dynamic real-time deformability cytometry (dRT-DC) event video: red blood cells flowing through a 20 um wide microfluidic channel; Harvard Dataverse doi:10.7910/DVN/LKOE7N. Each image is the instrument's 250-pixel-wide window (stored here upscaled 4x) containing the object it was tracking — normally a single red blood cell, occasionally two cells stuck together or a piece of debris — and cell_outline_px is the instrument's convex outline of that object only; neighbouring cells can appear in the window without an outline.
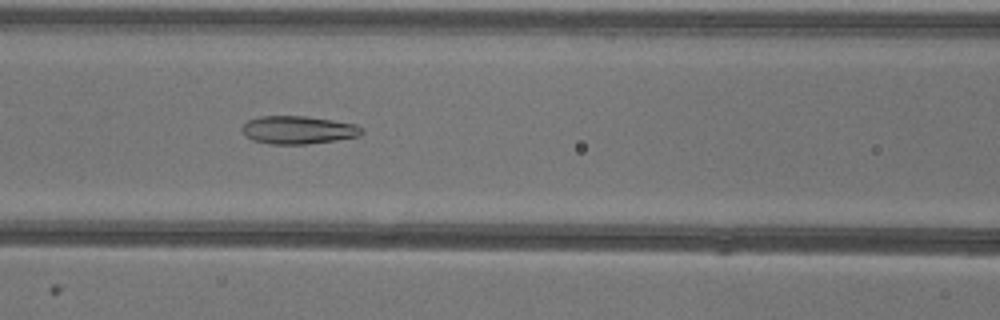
{"species": "common noctule bat (a hibernating species)", "species_latin": "Nyctalus noctula", "temperature_condition": "warm", "stored_images_in_passage": 51, "camera_frame_rate_fps": 3000, "um_per_image_px": 0.085, "animal": {"sex": "female"}, "frame": {"image": 1, "passage_image": 21, "time_ms": 6.667, "image_size_px": [1000, 320], "cell_outline_px": [[364, 132], [360, 136], [336, 140], [308, 144], [272, 144], [252, 140], [244, 136], [240, 128], [248, 120], [260, 116], [304, 116], [332, 120], [356, 124], [364, 128]], "centroid_in_image_um": [25.34, 11.05], "position_along_channel_um": 141.3, "area_um2": 19.71}}
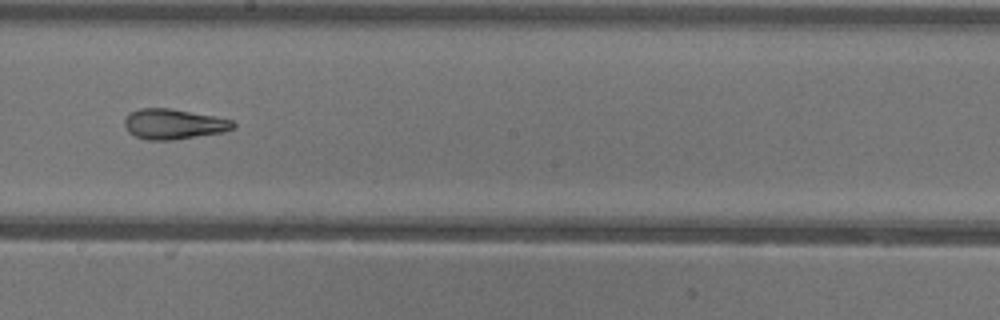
{"frame": {"image": 2, "passage_image": 28, "time_ms": 9.0, "image_size_px": [1000, 320], "cell_outline_px": [[236, 128], [224, 132], [172, 140], [144, 140], [128, 132], [124, 128], [124, 120], [132, 112], [140, 108], [172, 108], [232, 120], [236, 124]], "centroid_in_image_um": [14.76, 10.55], "position_along_channel_um": 233.4, "area_um2": 19.19}}
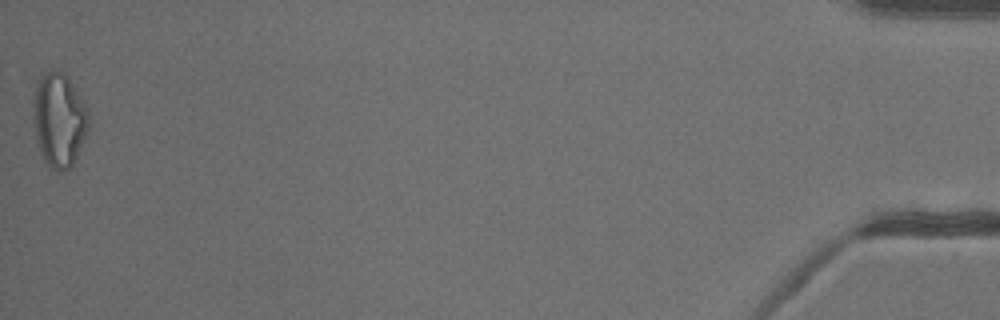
{"frame": {"image": 3, "passage_image": 51, "time_ms": 16.667, "image_size_px": [1000, 320], "cell_outline_px": [[88, 128], [72, 168], [64, 172], [60, 172], [52, 168], [44, 160], [36, 140], [32, 120], [32, 96], [36, 80], [40, 76], [48, 72], [64, 72], [68, 76], [84, 100], [88, 108]], "centroid_in_image_um": [5.0, 10.17], "position_along_channel_um": 430.2, "area_um2": 30.92}, "authors_computed_cell_mechanics": {"area_um2": 22.831, "velocity_mm_per_s": 3.9528, "shape_relaxation_time_tau1_ms": null, "shape_relaxation_time_tau2_ms": 2.2197, "deformation_change_tau1": null, "deformation_change_tau2": 0.1041}}